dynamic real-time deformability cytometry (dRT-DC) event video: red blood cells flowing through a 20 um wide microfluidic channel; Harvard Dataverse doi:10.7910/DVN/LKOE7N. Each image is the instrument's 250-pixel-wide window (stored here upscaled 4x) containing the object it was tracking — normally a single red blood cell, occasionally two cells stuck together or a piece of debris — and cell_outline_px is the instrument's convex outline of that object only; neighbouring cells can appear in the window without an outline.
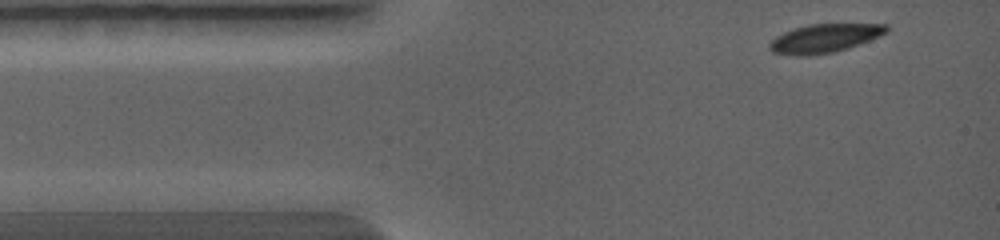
{"species": "common noctule bat (a hibernating species)", "species_latin": "Nyctalus noctula", "temperature_condition": "warm", "stored_images_in_passage": 21, "camera_frame_rate_fps": 5000, "um_per_image_px": 0.085, "animal": {"sex": "female", "body_mass_g": 19.0, "forearm_length_mm": 56.7}, "frame": {"image": 1, "passage_image": 1, "time_ms": 0.0, "image_size_px": [1000, 240], "cell_outline_px": [[888, 32], [848, 48], [832, 52], [808, 56], [796, 56], [772, 52], [768, 48], [768, 44], [776, 36], [784, 32], [808, 24], [888, 24]], "centroid_in_image_um": [70.05, 3.26], "position_along_channel_um": 15.0, "area_um2": 19.36}}
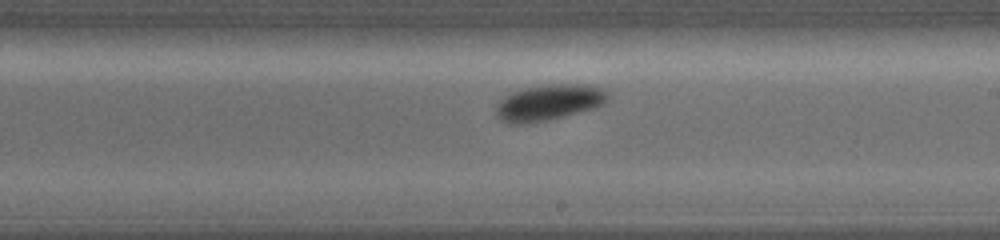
{"frame": {"image": 2, "passage_image": 13, "time_ms": 5.2, "image_size_px": [1000, 240], "cell_outline_px": [[608, 100], [604, 104], [596, 108], [548, 120], [528, 124], [508, 124], [500, 120], [496, 116], [496, 104], [504, 96], [512, 92], [528, 88], [556, 84], [588, 84], [600, 88], [608, 92]], "centroid_in_image_um": [46.65, 8.73], "position_along_channel_um": 242.4, "area_um2": 23.52}}
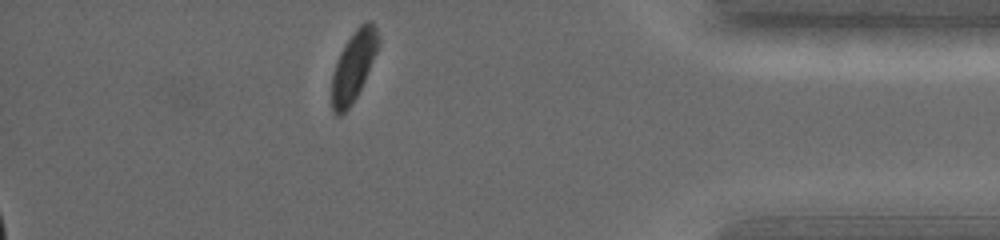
{"frame": {"image": 3, "passage_image": 21, "time_ms": 8.8, "image_size_px": [1000, 240], "cell_outline_px": [[380, 44], [364, 80], [352, 104], [340, 116], [336, 116], [332, 112], [332, 72], [340, 52], [344, 44], [356, 28], [360, 24], [368, 20], [372, 20], [376, 28], [380, 40]], "centroid_in_image_um": [30.04, 5.59], "position_along_channel_um": 405.2, "area_um2": 18.96}}